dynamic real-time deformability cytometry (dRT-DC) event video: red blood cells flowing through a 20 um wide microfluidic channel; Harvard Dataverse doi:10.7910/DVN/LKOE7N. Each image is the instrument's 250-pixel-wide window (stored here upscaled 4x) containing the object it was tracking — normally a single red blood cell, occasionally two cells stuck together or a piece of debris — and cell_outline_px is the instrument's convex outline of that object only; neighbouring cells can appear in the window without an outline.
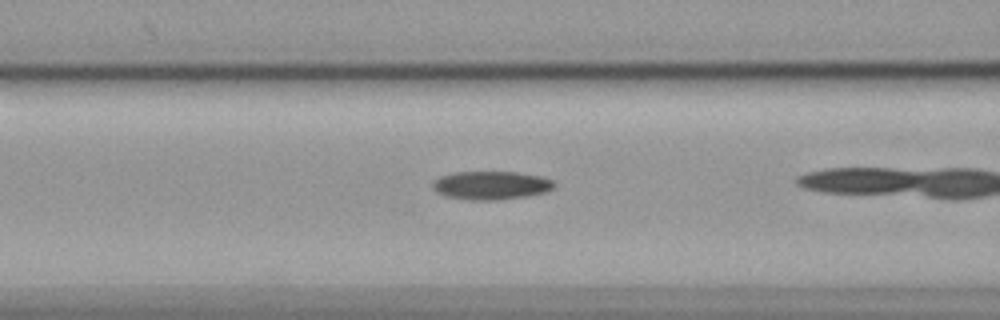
{"species": "common noctule bat (a hibernating species)", "species_latin": "Nyctalus noctula", "temperature_condition": "cold", "stored_images_in_passage": 25, "camera_frame_rate_fps": 3000, "um_per_image_px": 0.085, "animal": {"sex": "female", "body_mass_g": 19.9}, "frame": {"image": 1, "passage_image": 4, "time_ms": 1.0, "image_size_px": [1000, 320], "cell_outline_px": [[556, 184], [552, 188], [544, 192], [528, 196], [496, 200], [468, 200], [444, 196], [436, 192], [432, 188], [432, 184], [440, 176], [452, 172], [516, 172], [540, 176], [552, 180]], "centroid_in_image_um": [41.71, 15.76], "position_along_channel_um": 124.9, "area_um2": 20.17}}